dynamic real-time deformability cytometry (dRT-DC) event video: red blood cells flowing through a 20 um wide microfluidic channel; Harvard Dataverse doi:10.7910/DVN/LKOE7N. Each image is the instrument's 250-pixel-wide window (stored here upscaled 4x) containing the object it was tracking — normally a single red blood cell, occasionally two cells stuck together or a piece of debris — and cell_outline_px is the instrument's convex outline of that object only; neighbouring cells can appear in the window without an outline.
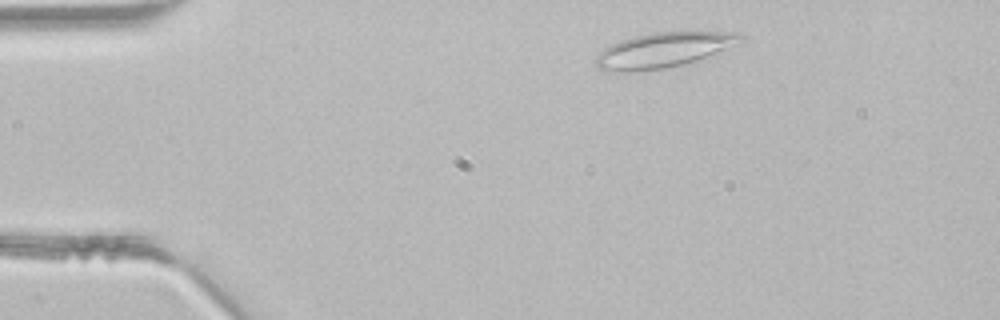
{"species": "common noctule bat (a hibernating species)", "species_latin": "Nyctalus noctula", "temperature_condition": "room temperature", "stored_images_in_passage": 3, "camera_frame_rate_fps": 3000, "um_per_image_px": 0.085, "animal": {"sex": "male", "body_mass_g": 21.5, "forearm_length_mm": 52.0}, "frame": {"image": 1, "passage_image": 1, "time_ms": 0.0, "image_size_px": [1000, 320], "cell_outline_px": [[744, 40], [696, 60], [680, 64], [660, 68], [628, 72], [612, 72], [596, 68], [592, 60], [604, 48], [620, 40], [632, 36], [652, 32], [740, 32], [744, 36]], "centroid_in_image_um": [56.29, 4.24], "position_along_channel_um": 28.7, "area_um2": 29.19}}